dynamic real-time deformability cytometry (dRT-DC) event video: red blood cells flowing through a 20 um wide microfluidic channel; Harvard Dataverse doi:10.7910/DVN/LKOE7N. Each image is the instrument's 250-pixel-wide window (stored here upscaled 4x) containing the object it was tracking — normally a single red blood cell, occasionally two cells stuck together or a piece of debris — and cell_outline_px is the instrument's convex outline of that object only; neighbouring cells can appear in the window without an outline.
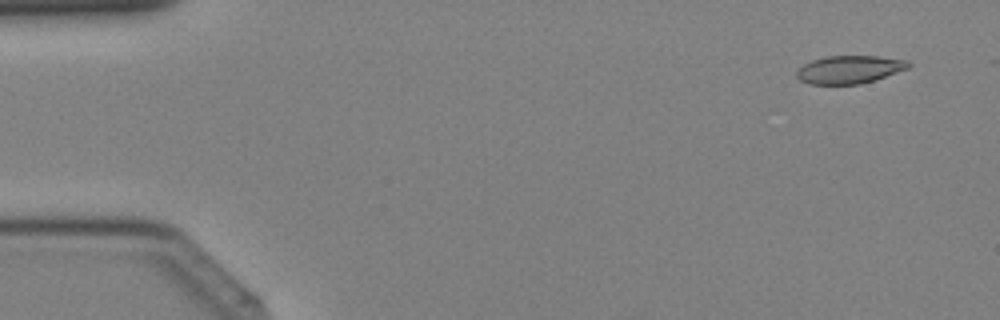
{"species": "Egyptian fruit bat (a non-hibernating species)", "species_latin": "Rousettus aegyptiacus", "temperature_condition": "cold", "stored_images_in_passage": 38, "camera_frame_rate_fps": 3000, "um_per_image_px": 0.085, "animal": {"sex": "female"}, "frame": {"image": 1, "passage_image": 3, "time_ms": 0.667, "image_size_px": [1000, 320], "cell_outline_px": [[912, 64], [908, 68], [876, 80], [860, 84], [808, 84], [800, 80], [796, 76], [796, 72], [804, 64], [812, 60], [828, 56], [876, 56], [908, 60]], "centroid_in_image_um": [72.22, 5.91], "position_along_channel_um": 12.8, "area_um2": 18.21}}
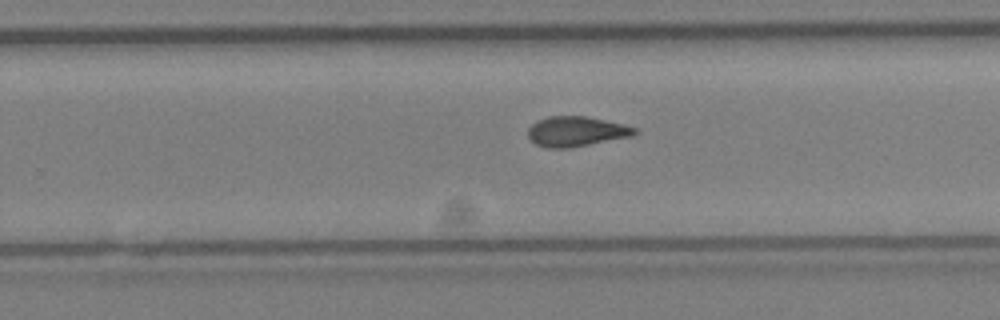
{"frame": {"image": 2, "passage_image": 26, "time_ms": 8.333, "image_size_px": [1000, 320], "cell_outline_px": [[640, 132], [632, 136], [568, 148], [548, 148], [536, 144], [528, 136], [528, 128], [536, 120], [548, 116], [584, 116], [624, 124], [636, 128]], "centroid_in_image_um": [48.98, 11.17], "position_along_channel_um": 280.8, "area_um2": 18.61}}
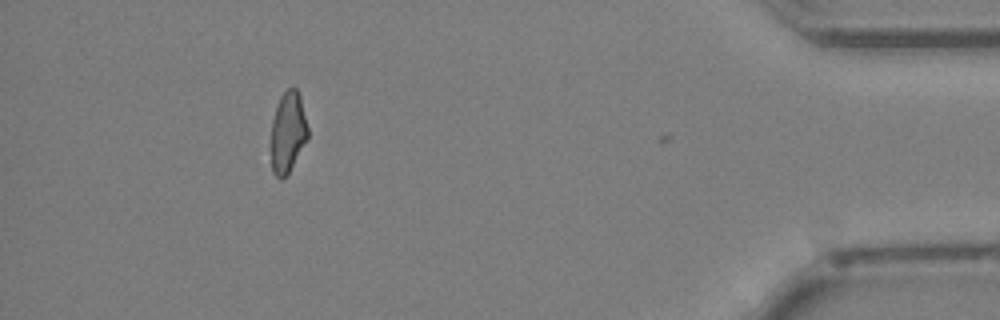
{"frame": {"image": 3, "passage_image": 37, "time_ms": 12.0, "image_size_px": [1000, 320], "cell_outline_px": [[308, 140], [288, 172], [280, 180], [272, 172], [268, 148], [272, 120], [280, 96], [288, 88], [296, 88], [300, 96], [308, 128]], "centroid_in_image_um": [24.42, 11.28], "position_along_channel_um": 410.8, "area_um2": 17.86}}